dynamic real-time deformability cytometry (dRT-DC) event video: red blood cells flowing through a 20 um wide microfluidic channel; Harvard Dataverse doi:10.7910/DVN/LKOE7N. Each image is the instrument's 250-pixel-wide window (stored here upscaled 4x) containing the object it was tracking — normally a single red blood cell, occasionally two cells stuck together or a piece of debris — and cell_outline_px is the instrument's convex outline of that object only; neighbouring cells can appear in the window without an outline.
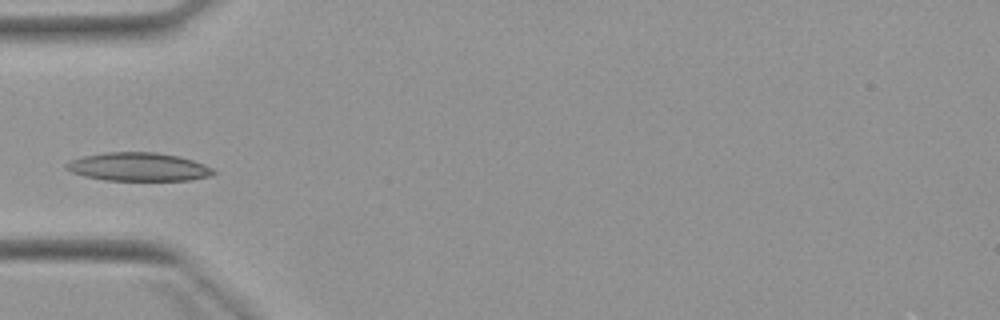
{"species": "Egyptian fruit bat (a non-hibernating species)", "species_latin": "Rousettus aegyptiacus", "temperature_condition": "warm", "stored_images_in_passage": 6, "camera_frame_rate_fps": 3000, "um_per_image_px": 0.085, "animal": {"sex": "female"}, "frame": {"image": 1, "passage_image": 5, "time_ms": 5.667, "image_size_px": [1000, 320], "cell_outline_px": [[216, 172], [212, 176], [192, 180], [104, 180], [84, 176], [72, 172], [64, 168], [64, 164], [72, 160], [84, 156], [104, 152], [156, 152], [180, 156], [204, 164], [212, 168]], "centroid_in_image_um": [11.78, 14.18], "position_along_channel_um": 73.2, "area_um2": 24.45}}
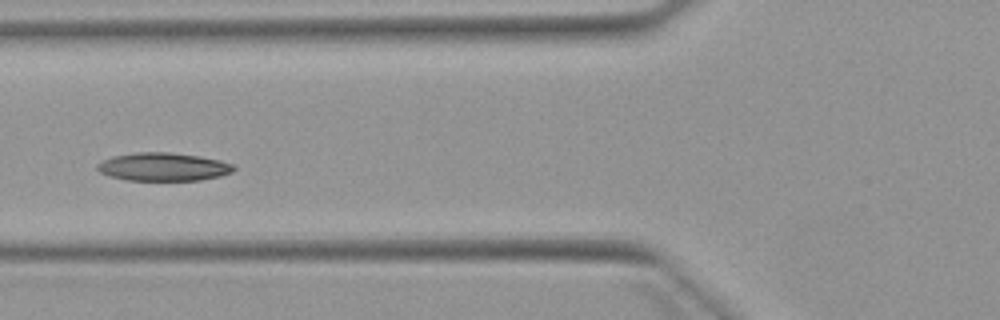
{"frame": {"image": 2, "passage_image": 6, "time_ms": 6.667, "image_size_px": [1000, 320], "cell_outline_px": [[236, 168], [232, 172], [220, 176], [200, 180], [128, 180], [108, 176], [100, 172], [96, 168], [96, 164], [112, 156], [136, 152], [168, 152], [200, 156], [220, 160], [236, 164]], "centroid_in_image_um": [13.9, 14.17], "position_along_channel_um": 111.9, "area_um2": 22.54}}